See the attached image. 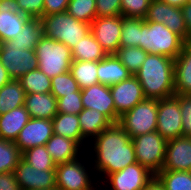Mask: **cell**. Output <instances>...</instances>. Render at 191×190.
<instances>
[{"label": "cell", "instance_id": "cell-6", "mask_svg": "<svg viewBox=\"0 0 191 190\" xmlns=\"http://www.w3.org/2000/svg\"><path fill=\"white\" fill-rule=\"evenodd\" d=\"M158 115V100L145 98L128 112L124 113L118 124L130 138L156 131Z\"/></svg>", "mask_w": 191, "mask_h": 190}, {"label": "cell", "instance_id": "cell-17", "mask_svg": "<svg viewBox=\"0 0 191 190\" xmlns=\"http://www.w3.org/2000/svg\"><path fill=\"white\" fill-rule=\"evenodd\" d=\"M53 134L52 120L30 118L21 129L15 144L22 153L27 149L45 145Z\"/></svg>", "mask_w": 191, "mask_h": 190}, {"label": "cell", "instance_id": "cell-10", "mask_svg": "<svg viewBox=\"0 0 191 190\" xmlns=\"http://www.w3.org/2000/svg\"><path fill=\"white\" fill-rule=\"evenodd\" d=\"M143 19L144 21L163 23L169 30L188 42V31L180 7L171 6L161 0H151Z\"/></svg>", "mask_w": 191, "mask_h": 190}, {"label": "cell", "instance_id": "cell-26", "mask_svg": "<svg viewBox=\"0 0 191 190\" xmlns=\"http://www.w3.org/2000/svg\"><path fill=\"white\" fill-rule=\"evenodd\" d=\"M78 118L82 137L89 143L112 124L101 112L95 109L84 108L78 114Z\"/></svg>", "mask_w": 191, "mask_h": 190}, {"label": "cell", "instance_id": "cell-36", "mask_svg": "<svg viewBox=\"0 0 191 190\" xmlns=\"http://www.w3.org/2000/svg\"><path fill=\"white\" fill-rule=\"evenodd\" d=\"M66 12L79 21L91 24L97 17L96 0H69Z\"/></svg>", "mask_w": 191, "mask_h": 190}, {"label": "cell", "instance_id": "cell-38", "mask_svg": "<svg viewBox=\"0 0 191 190\" xmlns=\"http://www.w3.org/2000/svg\"><path fill=\"white\" fill-rule=\"evenodd\" d=\"M73 92H81V89L70 71L51 78V93L56 99Z\"/></svg>", "mask_w": 191, "mask_h": 190}, {"label": "cell", "instance_id": "cell-31", "mask_svg": "<svg viewBox=\"0 0 191 190\" xmlns=\"http://www.w3.org/2000/svg\"><path fill=\"white\" fill-rule=\"evenodd\" d=\"M18 80L26 94L51 92V78L39 68L27 72Z\"/></svg>", "mask_w": 191, "mask_h": 190}, {"label": "cell", "instance_id": "cell-12", "mask_svg": "<svg viewBox=\"0 0 191 190\" xmlns=\"http://www.w3.org/2000/svg\"><path fill=\"white\" fill-rule=\"evenodd\" d=\"M123 16L96 17L90 24V32L102 49L115 54L120 48Z\"/></svg>", "mask_w": 191, "mask_h": 190}, {"label": "cell", "instance_id": "cell-7", "mask_svg": "<svg viewBox=\"0 0 191 190\" xmlns=\"http://www.w3.org/2000/svg\"><path fill=\"white\" fill-rule=\"evenodd\" d=\"M137 162L157 174L163 169L167 141L157 131L131 139Z\"/></svg>", "mask_w": 191, "mask_h": 190}, {"label": "cell", "instance_id": "cell-1", "mask_svg": "<svg viewBox=\"0 0 191 190\" xmlns=\"http://www.w3.org/2000/svg\"><path fill=\"white\" fill-rule=\"evenodd\" d=\"M89 144L93 155L92 173L102 174L103 178L137 162L133 142L118 123L111 124Z\"/></svg>", "mask_w": 191, "mask_h": 190}, {"label": "cell", "instance_id": "cell-19", "mask_svg": "<svg viewBox=\"0 0 191 190\" xmlns=\"http://www.w3.org/2000/svg\"><path fill=\"white\" fill-rule=\"evenodd\" d=\"M29 19L28 15L18 12L8 0H5L0 5V43L14 39Z\"/></svg>", "mask_w": 191, "mask_h": 190}, {"label": "cell", "instance_id": "cell-43", "mask_svg": "<svg viewBox=\"0 0 191 190\" xmlns=\"http://www.w3.org/2000/svg\"><path fill=\"white\" fill-rule=\"evenodd\" d=\"M97 17L121 15V0H96Z\"/></svg>", "mask_w": 191, "mask_h": 190}, {"label": "cell", "instance_id": "cell-48", "mask_svg": "<svg viewBox=\"0 0 191 190\" xmlns=\"http://www.w3.org/2000/svg\"><path fill=\"white\" fill-rule=\"evenodd\" d=\"M11 80L7 70L0 61V89Z\"/></svg>", "mask_w": 191, "mask_h": 190}, {"label": "cell", "instance_id": "cell-15", "mask_svg": "<svg viewBox=\"0 0 191 190\" xmlns=\"http://www.w3.org/2000/svg\"><path fill=\"white\" fill-rule=\"evenodd\" d=\"M83 108L101 112L112 124L118 123L119 116L115 112L110 86L100 83L81 90Z\"/></svg>", "mask_w": 191, "mask_h": 190}, {"label": "cell", "instance_id": "cell-39", "mask_svg": "<svg viewBox=\"0 0 191 190\" xmlns=\"http://www.w3.org/2000/svg\"><path fill=\"white\" fill-rule=\"evenodd\" d=\"M83 109L81 92H73L57 99L58 113L78 115Z\"/></svg>", "mask_w": 191, "mask_h": 190}, {"label": "cell", "instance_id": "cell-23", "mask_svg": "<svg viewBox=\"0 0 191 190\" xmlns=\"http://www.w3.org/2000/svg\"><path fill=\"white\" fill-rule=\"evenodd\" d=\"M45 146L56 165L76 160L85 153L75 141L56 134L52 135Z\"/></svg>", "mask_w": 191, "mask_h": 190}, {"label": "cell", "instance_id": "cell-3", "mask_svg": "<svg viewBox=\"0 0 191 190\" xmlns=\"http://www.w3.org/2000/svg\"><path fill=\"white\" fill-rule=\"evenodd\" d=\"M186 42L163 23L144 21L140 18V48L151 54H159L174 60Z\"/></svg>", "mask_w": 191, "mask_h": 190}, {"label": "cell", "instance_id": "cell-41", "mask_svg": "<svg viewBox=\"0 0 191 190\" xmlns=\"http://www.w3.org/2000/svg\"><path fill=\"white\" fill-rule=\"evenodd\" d=\"M18 12L30 18H42L44 0H8Z\"/></svg>", "mask_w": 191, "mask_h": 190}, {"label": "cell", "instance_id": "cell-33", "mask_svg": "<svg viewBox=\"0 0 191 190\" xmlns=\"http://www.w3.org/2000/svg\"><path fill=\"white\" fill-rule=\"evenodd\" d=\"M115 55L128 71L135 75L146 60L148 52L140 47H124L119 48Z\"/></svg>", "mask_w": 191, "mask_h": 190}, {"label": "cell", "instance_id": "cell-49", "mask_svg": "<svg viewBox=\"0 0 191 190\" xmlns=\"http://www.w3.org/2000/svg\"><path fill=\"white\" fill-rule=\"evenodd\" d=\"M161 1L171 6H176L180 8H182L186 3H188V0H161Z\"/></svg>", "mask_w": 191, "mask_h": 190}, {"label": "cell", "instance_id": "cell-20", "mask_svg": "<svg viewBox=\"0 0 191 190\" xmlns=\"http://www.w3.org/2000/svg\"><path fill=\"white\" fill-rule=\"evenodd\" d=\"M175 94L191 95V42H186L174 64Z\"/></svg>", "mask_w": 191, "mask_h": 190}, {"label": "cell", "instance_id": "cell-21", "mask_svg": "<svg viewBox=\"0 0 191 190\" xmlns=\"http://www.w3.org/2000/svg\"><path fill=\"white\" fill-rule=\"evenodd\" d=\"M24 106L30 118L52 120L58 113L57 99L51 92L26 94Z\"/></svg>", "mask_w": 191, "mask_h": 190}, {"label": "cell", "instance_id": "cell-44", "mask_svg": "<svg viewBox=\"0 0 191 190\" xmlns=\"http://www.w3.org/2000/svg\"><path fill=\"white\" fill-rule=\"evenodd\" d=\"M68 3L69 0H44L43 16L65 12Z\"/></svg>", "mask_w": 191, "mask_h": 190}, {"label": "cell", "instance_id": "cell-5", "mask_svg": "<svg viewBox=\"0 0 191 190\" xmlns=\"http://www.w3.org/2000/svg\"><path fill=\"white\" fill-rule=\"evenodd\" d=\"M38 68L49 78L70 71L71 49L62 42L44 36L35 46Z\"/></svg>", "mask_w": 191, "mask_h": 190}, {"label": "cell", "instance_id": "cell-16", "mask_svg": "<svg viewBox=\"0 0 191 190\" xmlns=\"http://www.w3.org/2000/svg\"><path fill=\"white\" fill-rule=\"evenodd\" d=\"M110 90L115 112L119 117L145 99L142 86L135 75H131L128 79L111 85Z\"/></svg>", "mask_w": 191, "mask_h": 190}, {"label": "cell", "instance_id": "cell-28", "mask_svg": "<svg viewBox=\"0 0 191 190\" xmlns=\"http://www.w3.org/2000/svg\"><path fill=\"white\" fill-rule=\"evenodd\" d=\"M71 53L73 60L93 62H98L107 55L91 32L71 49Z\"/></svg>", "mask_w": 191, "mask_h": 190}, {"label": "cell", "instance_id": "cell-45", "mask_svg": "<svg viewBox=\"0 0 191 190\" xmlns=\"http://www.w3.org/2000/svg\"><path fill=\"white\" fill-rule=\"evenodd\" d=\"M0 190H21L14 172L0 174Z\"/></svg>", "mask_w": 191, "mask_h": 190}, {"label": "cell", "instance_id": "cell-11", "mask_svg": "<svg viewBox=\"0 0 191 190\" xmlns=\"http://www.w3.org/2000/svg\"><path fill=\"white\" fill-rule=\"evenodd\" d=\"M156 131L166 141L183 136L180 104L175 96L158 100Z\"/></svg>", "mask_w": 191, "mask_h": 190}, {"label": "cell", "instance_id": "cell-40", "mask_svg": "<svg viewBox=\"0 0 191 190\" xmlns=\"http://www.w3.org/2000/svg\"><path fill=\"white\" fill-rule=\"evenodd\" d=\"M151 0H121L123 17L144 18Z\"/></svg>", "mask_w": 191, "mask_h": 190}, {"label": "cell", "instance_id": "cell-29", "mask_svg": "<svg viewBox=\"0 0 191 190\" xmlns=\"http://www.w3.org/2000/svg\"><path fill=\"white\" fill-rule=\"evenodd\" d=\"M44 36L41 18H30L23 26V30L10 42L14 45L28 46V50H35V46Z\"/></svg>", "mask_w": 191, "mask_h": 190}, {"label": "cell", "instance_id": "cell-42", "mask_svg": "<svg viewBox=\"0 0 191 190\" xmlns=\"http://www.w3.org/2000/svg\"><path fill=\"white\" fill-rule=\"evenodd\" d=\"M180 104L183 136L191 137V95H174Z\"/></svg>", "mask_w": 191, "mask_h": 190}, {"label": "cell", "instance_id": "cell-32", "mask_svg": "<svg viewBox=\"0 0 191 190\" xmlns=\"http://www.w3.org/2000/svg\"><path fill=\"white\" fill-rule=\"evenodd\" d=\"M155 176L165 190H191V171L161 170Z\"/></svg>", "mask_w": 191, "mask_h": 190}, {"label": "cell", "instance_id": "cell-22", "mask_svg": "<svg viewBox=\"0 0 191 190\" xmlns=\"http://www.w3.org/2000/svg\"><path fill=\"white\" fill-rule=\"evenodd\" d=\"M131 75L115 54L106 55L97 62V76L100 84L111 86L128 79Z\"/></svg>", "mask_w": 191, "mask_h": 190}, {"label": "cell", "instance_id": "cell-46", "mask_svg": "<svg viewBox=\"0 0 191 190\" xmlns=\"http://www.w3.org/2000/svg\"><path fill=\"white\" fill-rule=\"evenodd\" d=\"M181 9L188 31V42H191V3H186Z\"/></svg>", "mask_w": 191, "mask_h": 190}, {"label": "cell", "instance_id": "cell-4", "mask_svg": "<svg viewBox=\"0 0 191 190\" xmlns=\"http://www.w3.org/2000/svg\"><path fill=\"white\" fill-rule=\"evenodd\" d=\"M41 22L46 37L62 42L70 49L90 33V24L77 20L66 11L44 15Z\"/></svg>", "mask_w": 191, "mask_h": 190}, {"label": "cell", "instance_id": "cell-34", "mask_svg": "<svg viewBox=\"0 0 191 190\" xmlns=\"http://www.w3.org/2000/svg\"><path fill=\"white\" fill-rule=\"evenodd\" d=\"M22 157L15 142L0 139V174L14 172Z\"/></svg>", "mask_w": 191, "mask_h": 190}, {"label": "cell", "instance_id": "cell-18", "mask_svg": "<svg viewBox=\"0 0 191 190\" xmlns=\"http://www.w3.org/2000/svg\"><path fill=\"white\" fill-rule=\"evenodd\" d=\"M162 170L191 171V137L181 136L167 141Z\"/></svg>", "mask_w": 191, "mask_h": 190}, {"label": "cell", "instance_id": "cell-8", "mask_svg": "<svg viewBox=\"0 0 191 190\" xmlns=\"http://www.w3.org/2000/svg\"><path fill=\"white\" fill-rule=\"evenodd\" d=\"M0 61L10 78L15 80L38 68L35 50H28V46L14 45L10 41L0 43Z\"/></svg>", "mask_w": 191, "mask_h": 190}, {"label": "cell", "instance_id": "cell-25", "mask_svg": "<svg viewBox=\"0 0 191 190\" xmlns=\"http://www.w3.org/2000/svg\"><path fill=\"white\" fill-rule=\"evenodd\" d=\"M53 132L56 135L75 141L81 148L86 147L88 142L82 137L78 115L57 113L52 118ZM84 146V147H82Z\"/></svg>", "mask_w": 191, "mask_h": 190}, {"label": "cell", "instance_id": "cell-30", "mask_svg": "<svg viewBox=\"0 0 191 190\" xmlns=\"http://www.w3.org/2000/svg\"><path fill=\"white\" fill-rule=\"evenodd\" d=\"M70 72L81 90L99 83L97 62L73 60Z\"/></svg>", "mask_w": 191, "mask_h": 190}, {"label": "cell", "instance_id": "cell-50", "mask_svg": "<svg viewBox=\"0 0 191 190\" xmlns=\"http://www.w3.org/2000/svg\"><path fill=\"white\" fill-rule=\"evenodd\" d=\"M103 189H99V187L97 188L96 186H94L91 190H107L106 187H102ZM105 188V189H104Z\"/></svg>", "mask_w": 191, "mask_h": 190}, {"label": "cell", "instance_id": "cell-13", "mask_svg": "<svg viewBox=\"0 0 191 190\" xmlns=\"http://www.w3.org/2000/svg\"><path fill=\"white\" fill-rule=\"evenodd\" d=\"M154 176L149 169L135 162L121 171L109 174L105 180L109 186L107 190H143Z\"/></svg>", "mask_w": 191, "mask_h": 190}, {"label": "cell", "instance_id": "cell-27", "mask_svg": "<svg viewBox=\"0 0 191 190\" xmlns=\"http://www.w3.org/2000/svg\"><path fill=\"white\" fill-rule=\"evenodd\" d=\"M25 90L19 80L11 79L0 89V115L24 106Z\"/></svg>", "mask_w": 191, "mask_h": 190}, {"label": "cell", "instance_id": "cell-24", "mask_svg": "<svg viewBox=\"0 0 191 190\" xmlns=\"http://www.w3.org/2000/svg\"><path fill=\"white\" fill-rule=\"evenodd\" d=\"M29 120L30 115L25 106L0 115V139L15 142L21 129Z\"/></svg>", "mask_w": 191, "mask_h": 190}, {"label": "cell", "instance_id": "cell-2", "mask_svg": "<svg viewBox=\"0 0 191 190\" xmlns=\"http://www.w3.org/2000/svg\"><path fill=\"white\" fill-rule=\"evenodd\" d=\"M174 64L173 58L148 53L135 74L145 98L161 100L175 95Z\"/></svg>", "mask_w": 191, "mask_h": 190}, {"label": "cell", "instance_id": "cell-47", "mask_svg": "<svg viewBox=\"0 0 191 190\" xmlns=\"http://www.w3.org/2000/svg\"><path fill=\"white\" fill-rule=\"evenodd\" d=\"M143 190H165V189L162 183L158 180V178L154 176Z\"/></svg>", "mask_w": 191, "mask_h": 190}, {"label": "cell", "instance_id": "cell-14", "mask_svg": "<svg viewBox=\"0 0 191 190\" xmlns=\"http://www.w3.org/2000/svg\"><path fill=\"white\" fill-rule=\"evenodd\" d=\"M14 174L21 190L56 188L55 170L34 168L22 158L15 167Z\"/></svg>", "mask_w": 191, "mask_h": 190}, {"label": "cell", "instance_id": "cell-35", "mask_svg": "<svg viewBox=\"0 0 191 190\" xmlns=\"http://www.w3.org/2000/svg\"><path fill=\"white\" fill-rule=\"evenodd\" d=\"M24 161L32 167L42 170H55L56 164L46 149V146H36L22 152Z\"/></svg>", "mask_w": 191, "mask_h": 190}, {"label": "cell", "instance_id": "cell-37", "mask_svg": "<svg viewBox=\"0 0 191 190\" xmlns=\"http://www.w3.org/2000/svg\"><path fill=\"white\" fill-rule=\"evenodd\" d=\"M140 47V18L123 17L120 48Z\"/></svg>", "mask_w": 191, "mask_h": 190}, {"label": "cell", "instance_id": "cell-9", "mask_svg": "<svg viewBox=\"0 0 191 190\" xmlns=\"http://www.w3.org/2000/svg\"><path fill=\"white\" fill-rule=\"evenodd\" d=\"M83 162L82 157H78L76 160L56 165L55 179L58 190H91L94 187L89 172L93 171V168H88V164Z\"/></svg>", "mask_w": 191, "mask_h": 190}]
</instances>
